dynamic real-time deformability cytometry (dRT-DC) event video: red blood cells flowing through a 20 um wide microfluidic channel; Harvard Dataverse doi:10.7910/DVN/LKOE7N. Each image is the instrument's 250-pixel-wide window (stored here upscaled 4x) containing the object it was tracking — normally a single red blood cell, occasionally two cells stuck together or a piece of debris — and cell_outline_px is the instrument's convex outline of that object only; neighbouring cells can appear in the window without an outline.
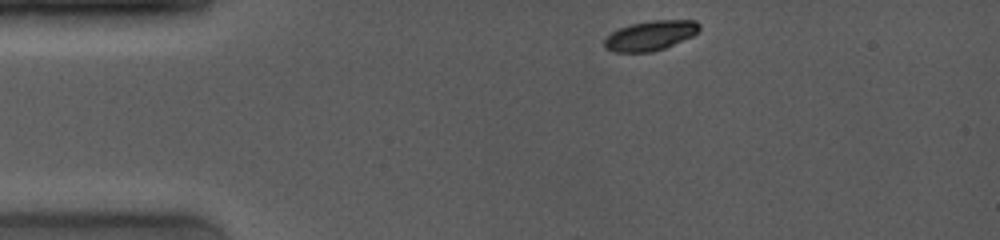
{"species": "common noctule bat (a hibernating species)", "species_latin": "Nyctalus noctula", "temperature_condition": "room temperature", "stored_images_in_passage": 25, "camera_frame_rate_fps": 4000, "um_per_image_px": 0.085, "animal": {"sex": "female", "body_mass_g": 19.0, "forearm_length_mm": 53.3}, "frame": {"image": 1, "passage_image": 1, "time_ms": 0.0, "image_size_px": [1000, 240], "cell_outline_px": [[700, 28], [692, 36], [664, 48], [652, 52], [616, 52], [604, 48], [604, 40], [612, 32], [628, 24], [652, 20], [696, 20], [700, 24]], "centroid_in_image_um": [55.27, 3.01], "position_along_channel_um": 29.7, "area_um2": 16.42}}
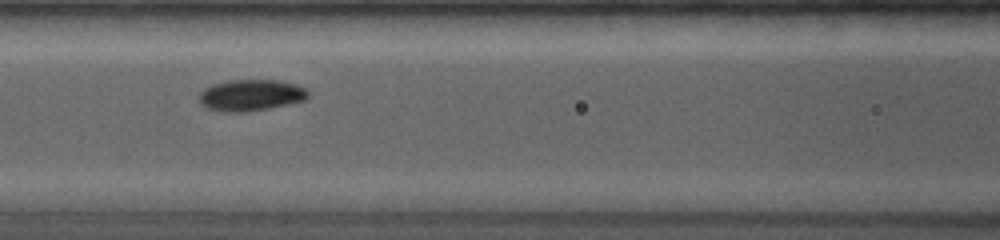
{"frame": {"image": 2, "passage_image": 12, "time_ms": 4.25, "image_size_px": [1000, 240], "cell_outline_px": [[308, 96], [304, 100], [288, 104], [268, 108], [244, 112], [224, 112], [208, 108], [200, 104], [200, 92], [204, 88], [212, 84], [228, 80], [280, 80], [296, 84], [304, 88], [308, 92]], "centroid_in_image_um": [21.3, 8.08], "position_along_channel_um": 145.3, "area_um2": 19.88}}
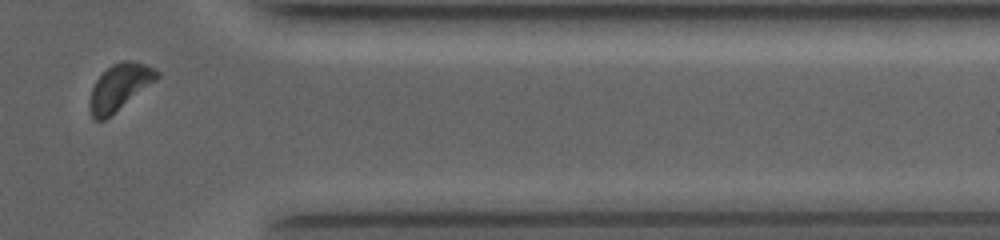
{"frame": {"image": 3, "passage_image": 23, "time_ms": 10.75, "image_size_px": [1000, 240], "cell_outline_px": [[160, 76], [156, 80], [104, 120], [92, 120], [88, 108], [88, 100], [92, 88], [96, 80], [112, 64], [120, 60], [132, 60], [144, 64], [160, 72]], "centroid_in_image_um": [10.12, 7.41], "position_along_channel_um": 401.3, "area_um2": 18.03}, "authors_computed_cell_mechanics": {"area_um2": 18.8428, "velocity_mm_per_s": 4.001, "shape_relaxation_time_tau1_ms": 1.4809, "shape_relaxation_time_tau2_ms": null, "deformation_change_tau1": 0.077, "deformation_change_tau2": null}}